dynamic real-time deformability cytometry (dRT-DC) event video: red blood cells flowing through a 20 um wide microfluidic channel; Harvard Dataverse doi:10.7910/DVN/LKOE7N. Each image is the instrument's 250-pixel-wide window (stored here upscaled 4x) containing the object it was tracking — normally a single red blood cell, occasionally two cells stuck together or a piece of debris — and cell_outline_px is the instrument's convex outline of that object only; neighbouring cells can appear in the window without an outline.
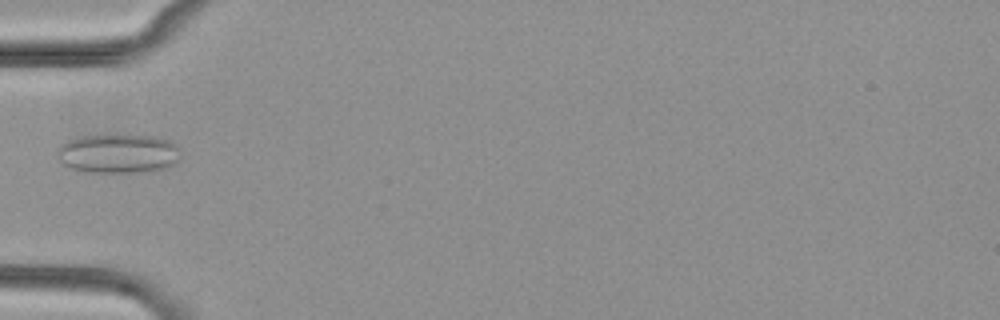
{"species": "common noctule bat (a hibernating species)", "species_latin": "Nyctalus noctula", "temperature_condition": "cold", "stored_images_in_passage": 36, "camera_frame_rate_fps": 3000, "um_per_image_px": 0.085, "animal": {"sex": "female", "body_mass_g": 29.2, "forearm_length_mm": 56.3}, "frame": {"image": 1, "passage_image": 1, "time_ms": 0.0, "image_size_px": [1000, 320], "cell_outline_px": [[180, 156], [172, 164], [164, 168], [144, 172], [84, 172], [72, 168], [64, 164], [56, 156], [56, 152], [60, 144], [68, 140], [80, 136], [112, 132], [152, 136], [168, 140], [176, 144], [180, 148]], "centroid_in_image_um": [10.01, 13.0], "position_along_channel_um": 75.0, "area_um2": 29.02}}
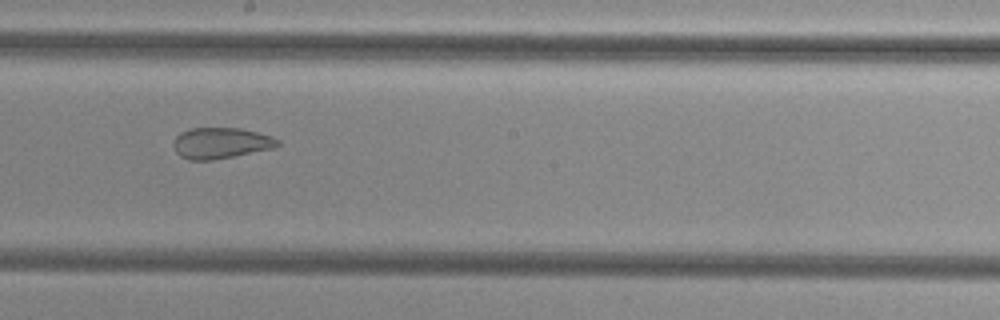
{"frame": {"image": 2, "passage_image": 13, "time_ms": 4.0, "image_size_px": [1000, 320], "cell_outline_px": [[280, 144], [272, 148], [212, 160], [188, 160], [180, 156], [176, 152], [172, 144], [172, 140], [180, 132], [188, 128], [240, 128], [272, 136], [280, 140]], "centroid_in_image_um": [18.71, 12.15], "position_along_channel_um": 229.5, "area_um2": 18.84}}
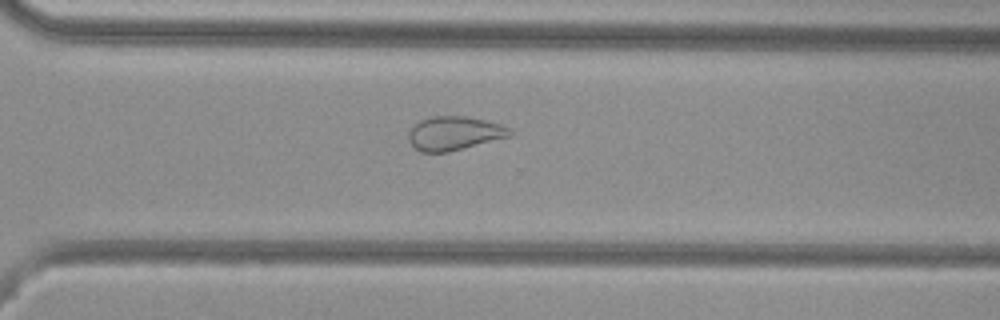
{"frame": {"image": 3, "passage_image": 21, "time_ms": 6.667, "image_size_px": [1000, 320], "cell_outline_px": [[512, 136], [448, 152], [420, 152], [408, 140], [408, 132], [420, 120], [432, 116], [464, 116], [484, 120], [500, 124], [508, 128], [512, 132]], "centroid_in_image_um": [38.61, 11.33], "position_along_channel_um": 332.0, "area_um2": 19.83}}